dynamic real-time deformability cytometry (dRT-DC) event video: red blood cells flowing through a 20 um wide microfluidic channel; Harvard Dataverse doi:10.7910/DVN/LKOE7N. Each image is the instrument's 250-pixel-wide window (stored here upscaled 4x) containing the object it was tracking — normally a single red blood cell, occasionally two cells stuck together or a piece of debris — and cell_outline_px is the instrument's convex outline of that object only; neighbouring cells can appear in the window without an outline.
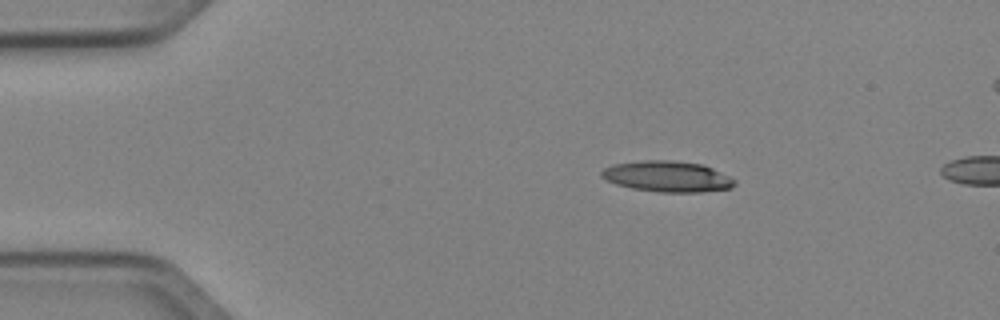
{"species": "Egyptian fruit bat (a non-hibernating species)", "species_latin": "Rousettus aegyptiacus", "temperature_condition": "cold", "stored_images_in_passage": 4, "camera_frame_rate_fps": 3000, "um_per_image_px": 0.085, "animal": {"sex": "female"}, "frame": {"image": 1, "passage_image": 1, "time_ms": 0.0, "image_size_px": [1000, 320], "cell_outline_px": [[736, 184], [732, 188], [700, 192], [660, 192], [632, 188], [616, 184], [600, 176], [600, 172], [604, 168], [612, 164], [640, 160], [672, 160], [704, 164], [736, 180]], "centroid_in_image_um": [56.72, 14.99], "position_along_channel_um": 28.3, "area_um2": 24.04}}